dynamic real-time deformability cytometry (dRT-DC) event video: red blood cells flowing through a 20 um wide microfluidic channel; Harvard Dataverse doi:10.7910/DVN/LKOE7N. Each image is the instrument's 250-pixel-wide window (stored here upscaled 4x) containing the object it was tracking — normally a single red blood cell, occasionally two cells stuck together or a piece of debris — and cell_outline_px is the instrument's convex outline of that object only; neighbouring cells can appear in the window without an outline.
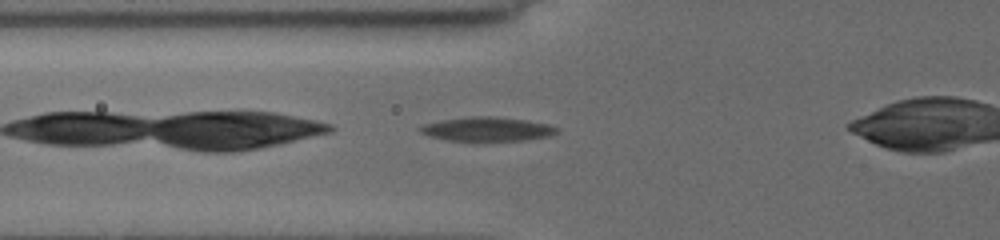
{"species": "common noctule bat (a hibernating species)", "species_latin": "Nyctalus noctula", "temperature_condition": "cold", "stored_images_in_passage": 47, "camera_frame_rate_fps": 3000, "um_per_image_px": 0.085, "animal": {"sex": "female", "body_mass_g": 19.5, "forearm_length_mm": 54.1}, "frame": {"image": 1, "passage_image": 2, "time_ms": 0.333, "image_size_px": [1000, 240], "cell_outline_px": [[556, 132], [548, 136], [524, 140], [472, 144], [448, 140], [428, 136], [420, 132], [420, 128], [424, 124], [444, 120], [472, 116], [488, 116], [524, 120], [544, 124], [556, 128]], "centroid_in_image_um": [41.32, 11.03], "position_along_channel_um": 84.5, "area_um2": 19.54}}
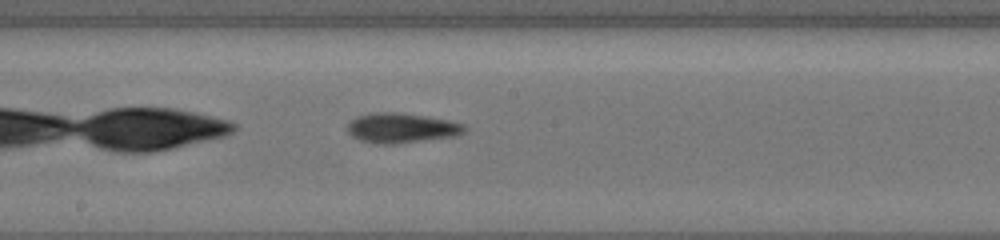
{"frame": {"image": 2, "passage_image": 23, "time_ms": 3.667, "image_size_px": [1000, 240], "cell_outline_px": [[464, 132], [448, 136], [392, 144], [380, 144], [360, 140], [352, 136], [348, 132], [348, 124], [356, 116], [372, 112], [400, 112], [444, 120], [464, 124]], "centroid_in_image_um": [34.01, 10.86], "position_along_channel_um": 214.2, "area_um2": 19.71}}
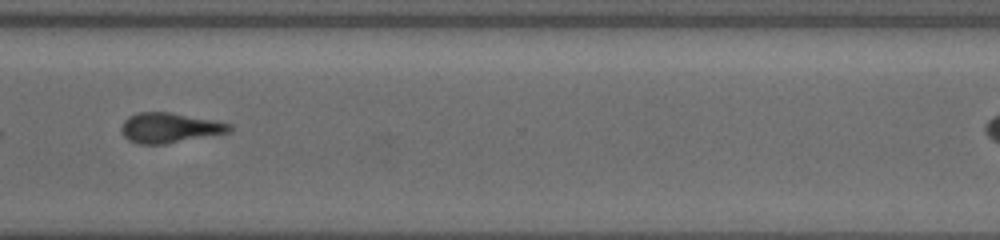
{"frame": {"image": 3, "passage_image": 46, "time_ms": 7.333, "image_size_px": [1000, 240], "cell_outline_px": [[232, 128], [228, 132], [164, 144], [140, 144], [128, 140], [124, 136], [120, 128], [124, 120], [128, 116], [140, 112], [168, 112], [212, 120], [232, 124]], "centroid_in_image_um": [14.36, 10.86], "position_along_channel_um": 356.2, "area_um2": 18.61}}